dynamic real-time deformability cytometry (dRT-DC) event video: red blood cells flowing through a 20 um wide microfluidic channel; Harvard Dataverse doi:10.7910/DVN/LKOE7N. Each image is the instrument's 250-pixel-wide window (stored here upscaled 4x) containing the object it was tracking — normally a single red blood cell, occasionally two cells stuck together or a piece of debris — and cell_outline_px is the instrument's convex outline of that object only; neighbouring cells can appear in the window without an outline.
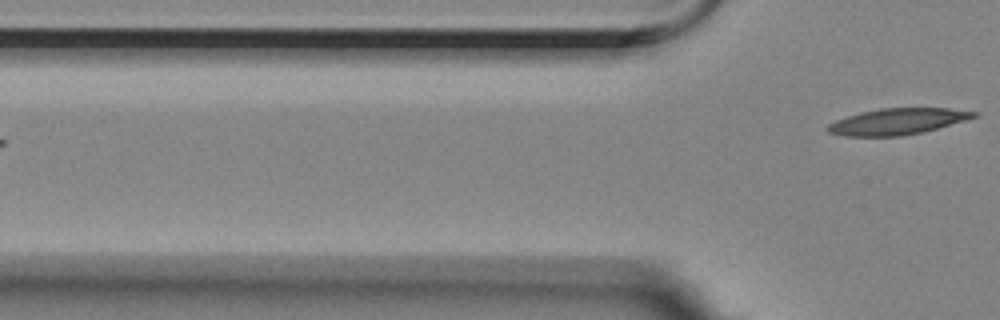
{"species": "Egyptian fruit bat (a non-hibernating species)", "species_latin": "Rousettus aegyptiacus", "temperature_condition": "room temperature", "stored_images_in_passage": 4, "camera_frame_rate_fps": 3000, "um_per_image_px": 0.085, "animal": {"sex": "female"}, "frame": {"image": 1, "passage_image": 4, "time_ms": 1.0, "image_size_px": [1000, 320], "cell_outline_px": [[980, 112], [976, 116], [964, 120], [924, 132], [900, 136], [844, 136], [828, 132], [824, 128], [828, 124], [836, 120], [860, 112], [880, 108], [948, 108]], "centroid_in_image_um": [76.25, 10.32], "position_along_channel_um": 49.6, "area_um2": 22.25}}